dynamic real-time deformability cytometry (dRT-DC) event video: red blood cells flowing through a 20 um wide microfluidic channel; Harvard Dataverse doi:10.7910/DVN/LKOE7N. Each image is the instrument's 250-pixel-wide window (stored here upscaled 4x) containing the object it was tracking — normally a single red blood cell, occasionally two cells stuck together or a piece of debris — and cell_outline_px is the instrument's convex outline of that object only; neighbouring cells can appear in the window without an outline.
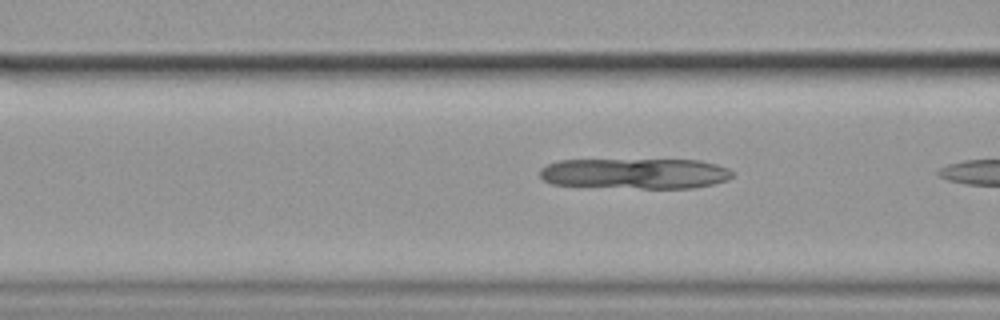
{"species": "common noctule bat (a hibernating species)", "species_latin": "Nyctalus noctula", "temperature_condition": "cold", "stored_images_in_passage": 19, "camera_frame_rate_fps": 3000, "um_per_image_px": 0.085, "animal": {"sex": "female", "body_mass_g": 19.9}, "frame": {"image": 1, "passage_image": 18, "time_ms": 5.667, "image_size_px": [1000, 320], "cell_outline_px": [[736, 172], [728, 180], [712, 184], [692, 188], [640, 188], [552, 184], [544, 180], [540, 176], [540, 168], [548, 164], [560, 160], [700, 160], [716, 164], [728, 168]], "centroid_in_image_um": [54.03, 14.74], "position_along_channel_um": 112.6, "area_um2": 34.22}}